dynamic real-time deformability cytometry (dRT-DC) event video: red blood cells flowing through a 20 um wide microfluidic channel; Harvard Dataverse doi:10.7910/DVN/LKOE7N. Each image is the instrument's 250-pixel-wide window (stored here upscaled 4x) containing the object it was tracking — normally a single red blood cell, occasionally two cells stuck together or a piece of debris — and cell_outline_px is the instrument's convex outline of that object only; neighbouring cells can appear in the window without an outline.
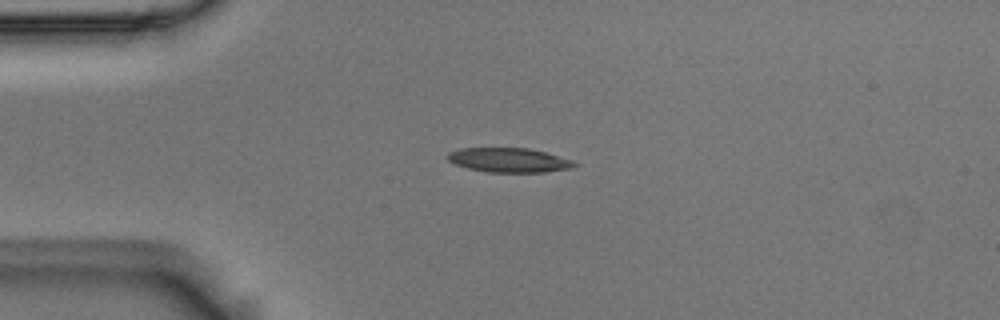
{"species": "Egyptian fruit bat (a non-hibernating species)", "species_latin": "Rousettus aegyptiacus", "temperature_condition": "room temperature", "stored_images_in_passage": 43, "camera_frame_rate_fps": 3000, "um_per_image_px": 0.085, "animal": {"sex": "male"}, "frame": {"image": 1, "passage_image": 1, "time_ms": 0.0, "image_size_px": [1000, 320], "cell_outline_px": [[580, 164], [572, 168], [544, 172], [488, 172], [468, 168], [456, 164], [448, 160], [444, 156], [448, 152], [460, 148], [528, 148], [544, 152], [572, 160]], "centroid_in_image_um": [43.24, 13.61], "position_along_channel_um": 41.8, "area_um2": 18.03}}
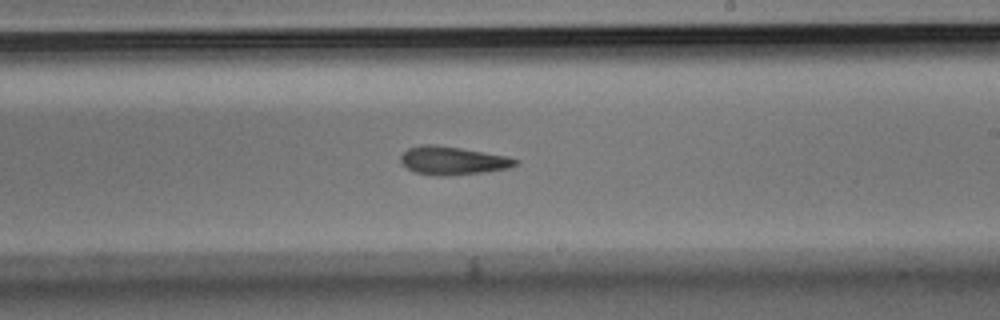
{"frame": {"image": 2, "passage_image": 20, "time_ms": 6.333, "image_size_px": [1000, 320], "cell_outline_px": [[520, 164], [512, 168], [484, 172], [444, 176], [440, 176], [416, 172], [408, 168], [400, 160], [400, 156], [408, 148], [420, 144], [432, 144], [460, 148], [508, 156], [520, 160]], "centroid_in_image_um": [38.55, 13.65], "position_along_channel_um": 250.5, "area_um2": 18.96}}
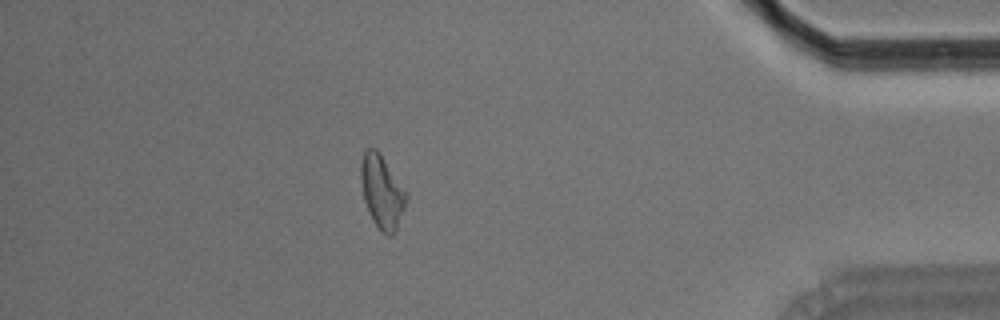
{"frame": {"image": 3, "passage_image": 36, "time_ms": 11.667, "image_size_px": [1000, 320], "cell_outline_px": [[408, 196], [404, 208], [396, 228], [392, 236], [388, 236], [372, 220], [364, 200], [360, 180], [360, 164], [364, 152], [368, 148], [376, 148], [380, 152], [408, 192]], "centroid_in_image_um": [32.47, 16.24], "position_along_channel_um": 402.7, "area_um2": 19.36}, "authors_computed_cell_mechanics": {"area_um2": 18.785, "velocity_mm_per_s": 3.6512, "shape_relaxation_time_tau1_ms": 6.8995, "shape_relaxation_time_tau2_ms": 4.2122, "deformation_change_tau1": 0.1681, "deformation_change_tau2": 0.1396}}